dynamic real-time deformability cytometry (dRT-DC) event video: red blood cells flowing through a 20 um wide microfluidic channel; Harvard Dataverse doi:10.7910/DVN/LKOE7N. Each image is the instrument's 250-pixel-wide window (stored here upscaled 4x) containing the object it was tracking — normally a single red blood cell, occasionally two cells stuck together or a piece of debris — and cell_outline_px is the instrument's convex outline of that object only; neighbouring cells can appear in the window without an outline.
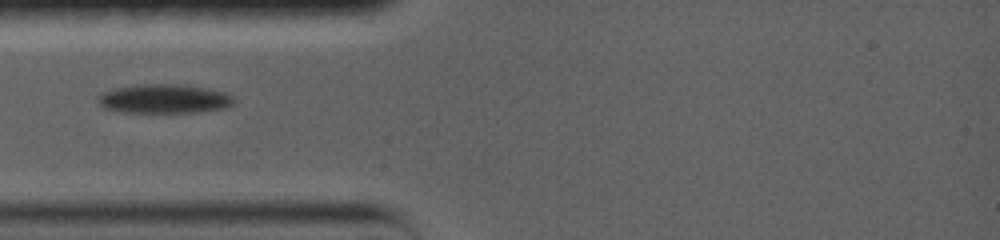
{"species": "common noctule bat (a hibernating species)", "species_latin": "Nyctalus noctula", "temperature_condition": "warm", "stored_images_in_passage": 6, "camera_frame_rate_fps": 5000, "um_per_image_px": 0.085, "animal": {"sex": "female", "body_mass_g": 19.0, "forearm_length_mm": 56.7}, "frame": {"image": 1, "passage_image": 1, "time_ms": 0.0, "image_size_px": [1000, 240], "cell_outline_px": [[232, 104], [220, 108], [192, 112], [140, 112], [108, 108], [100, 100], [108, 92], [124, 88], [144, 84], [176, 84], [200, 88], [228, 96], [232, 100]], "centroid_in_image_um": [14.0, 8.4], "position_along_channel_um": 71.0, "area_um2": 20.81}}
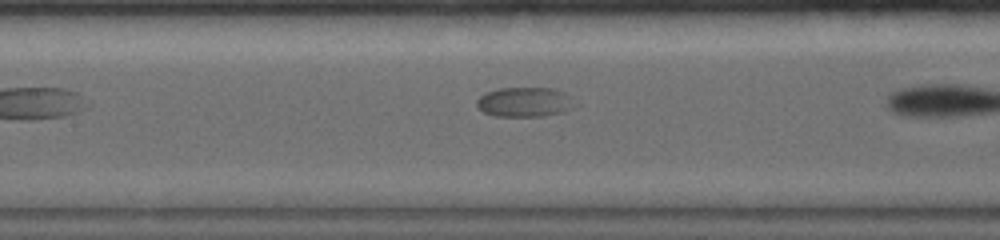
{"frame": {"image": 2, "passage_image": 5, "time_ms": 1.6, "image_size_px": [1000, 240], "cell_outline_px": [[548, 112], [520, 116], [504, 116], [484, 112], [480, 108], [480, 100], [488, 92], [500, 88], [544, 88], [548, 92]], "centroid_in_image_um": [43.82, 8.65], "position_along_channel_um": 163.6, "area_um2": 12.2}}